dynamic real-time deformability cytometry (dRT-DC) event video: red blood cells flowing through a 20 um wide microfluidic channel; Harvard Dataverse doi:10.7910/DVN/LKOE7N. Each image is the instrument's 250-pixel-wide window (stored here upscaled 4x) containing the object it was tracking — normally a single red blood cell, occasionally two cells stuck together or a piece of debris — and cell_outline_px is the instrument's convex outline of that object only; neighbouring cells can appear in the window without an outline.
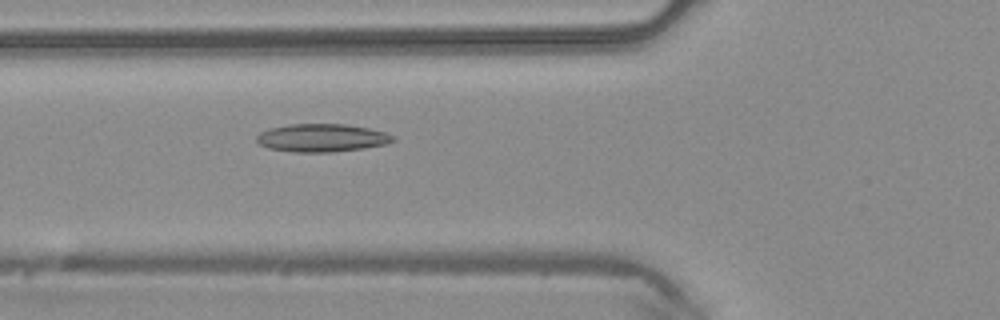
{"species": "common noctule bat (a hibernating species)", "species_latin": "Nyctalus noctula", "temperature_condition": "warm", "stored_images_in_passage": 39, "camera_frame_rate_fps": 3000, "um_per_image_px": 0.085, "animal": {"sex": "male", "body_mass_g": 20.4}, "frame": {"image": 1, "passage_image": 13, "time_ms": 4.0, "image_size_px": [1000, 320], "cell_outline_px": [[396, 140], [384, 144], [364, 148], [332, 152], [292, 152], [268, 148], [260, 144], [256, 140], [256, 136], [260, 132], [268, 128], [288, 124], [344, 124], [368, 128], [384, 132], [396, 136]], "centroid_in_image_um": [27.33, 11.71], "position_along_channel_um": 98.5, "area_um2": 22.31}}
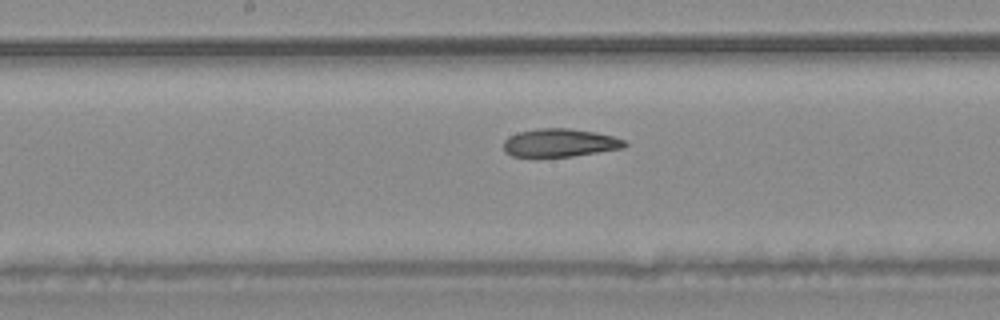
{"frame": {"image": 2, "passage_image": 20, "time_ms": 6.333, "image_size_px": [1000, 320], "cell_outline_px": [[628, 144], [624, 148], [572, 156], [512, 156], [504, 152], [504, 140], [508, 136], [520, 132], [536, 128], [568, 128], [592, 132], [612, 136], [624, 140]], "centroid_in_image_um": [47.57, 12.13], "position_along_channel_um": 200.6, "area_um2": 19.65}}
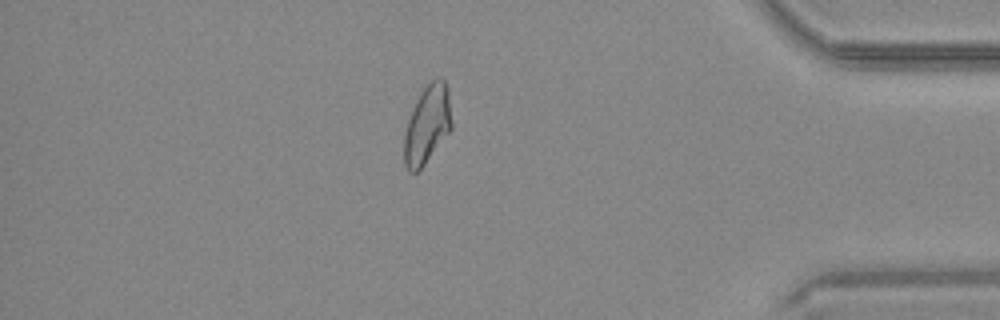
{"frame": {"image": 3, "passage_image": 36, "time_ms": 11.667, "image_size_px": [1000, 320], "cell_outline_px": [[452, 128], [424, 164], [416, 172], [408, 172], [404, 164], [404, 136], [408, 120], [416, 100], [420, 92], [432, 80], [440, 76], [444, 80], [448, 88], [452, 124]], "centroid_in_image_um": [36.31, 10.57], "position_along_channel_um": 398.9, "area_um2": 21.5}}